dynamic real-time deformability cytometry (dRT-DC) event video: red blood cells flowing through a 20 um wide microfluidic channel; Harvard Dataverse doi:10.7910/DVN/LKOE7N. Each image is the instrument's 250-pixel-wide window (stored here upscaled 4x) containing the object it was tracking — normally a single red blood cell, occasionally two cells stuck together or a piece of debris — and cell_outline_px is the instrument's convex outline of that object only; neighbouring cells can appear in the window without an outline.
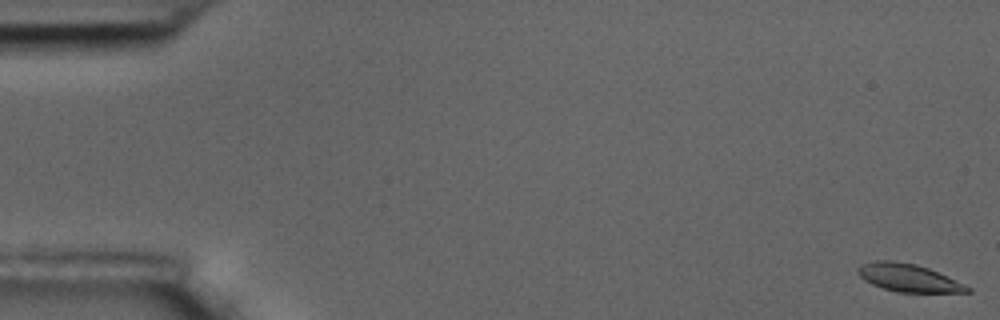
{"species": "common noctule bat (a hibernating species)", "species_latin": "Nyctalus noctula", "temperature_condition": "room temperature", "stored_images_in_passage": 5, "camera_frame_rate_fps": 3000, "um_per_image_px": 0.085, "animal": {"sex": "male", "body_mass_g": 17.5, "forearm_length_mm": 52.3}, "frame": {"image": 1, "passage_image": 1, "time_ms": 0.0, "image_size_px": [1000, 320], "cell_outline_px": [[972, 292], [896, 292], [872, 284], [864, 280], [856, 272], [856, 268], [860, 264], [876, 260], [892, 260], [916, 264], [928, 268], [964, 284], [972, 288]], "centroid_in_image_um": [77.17, 23.6], "position_along_channel_um": 7.8, "area_um2": 17.69}}
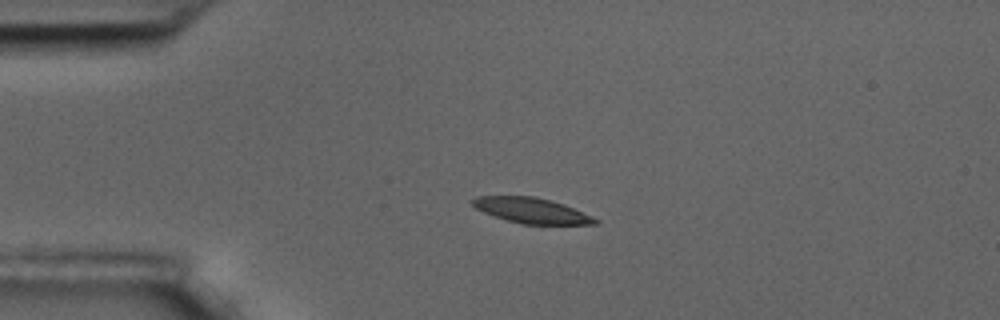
{"frame": {"image": 2, "passage_image": 4, "time_ms": 1.0, "image_size_px": [1000, 320], "cell_outline_px": [[600, 224], [540, 228], [508, 220], [484, 212], [476, 208], [472, 204], [472, 200], [476, 196], [536, 196], [564, 204], [600, 220]], "centroid_in_image_um": [45.32, 17.96], "position_along_channel_um": 39.7, "area_um2": 19.02}}